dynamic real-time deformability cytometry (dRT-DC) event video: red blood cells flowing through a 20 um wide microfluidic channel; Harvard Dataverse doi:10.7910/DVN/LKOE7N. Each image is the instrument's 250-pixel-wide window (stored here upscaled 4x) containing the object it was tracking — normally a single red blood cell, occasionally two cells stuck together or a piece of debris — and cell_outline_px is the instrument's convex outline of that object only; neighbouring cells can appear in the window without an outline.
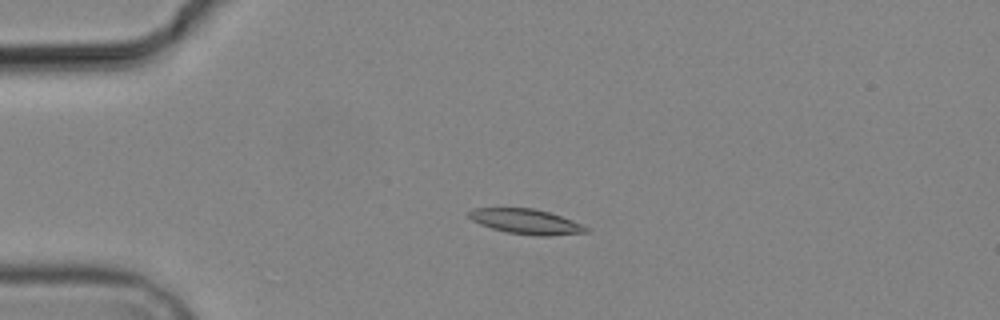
{"species": "common noctule bat (a hibernating species)", "species_latin": "Nyctalus noctula", "temperature_condition": "cold", "stored_images_in_passage": 5, "camera_frame_rate_fps": 3000, "um_per_image_px": 0.085, "animal": {"sex": "male", "body_mass_g": 19.2, "forearm_length_mm": 51.8}, "frame": {"image": 1, "passage_image": 4, "time_ms": 3.667, "image_size_px": [1000, 320], "cell_outline_px": [[588, 232], [548, 236], [536, 236], [508, 232], [492, 228], [480, 224], [472, 220], [468, 216], [468, 212], [472, 208], [532, 208], [548, 212], [572, 220], [588, 228]], "centroid_in_image_um": [44.69, 18.83], "position_along_channel_um": 40.3, "area_um2": 16.88}}